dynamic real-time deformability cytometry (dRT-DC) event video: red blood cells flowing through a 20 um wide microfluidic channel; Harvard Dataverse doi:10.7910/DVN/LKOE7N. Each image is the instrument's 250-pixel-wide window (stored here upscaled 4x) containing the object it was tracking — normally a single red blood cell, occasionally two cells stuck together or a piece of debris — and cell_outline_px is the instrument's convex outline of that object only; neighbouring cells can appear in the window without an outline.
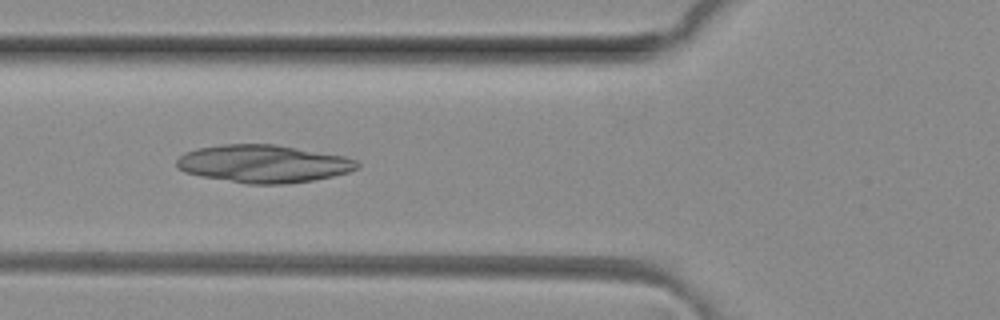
{"species": "common noctule bat (a hibernating species)", "species_latin": "Nyctalus noctula", "temperature_condition": "room temperature", "stored_images_in_passage": 5, "camera_frame_rate_fps": 3000, "um_per_image_px": 0.085, "animal": {"sex": "female", "body_mass_g": 29.2, "forearm_length_mm": 56.3}, "frame": {"image": 1, "passage_image": 5, "time_ms": 1.333, "image_size_px": [1000, 320], "cell_outline_px": [[360, 164], [356, 168], [348, 172], [332, 176], [312, 180], [288, 184], [248, 184], [200, 176], [184, 172], [176, 164], [176, 160], [184, 152], [196, 148], [224, 144], [276, 144], [344, 156], [356, 160]], "centroid_in_image_um": [22.37, 13.91], "position_along_channel_um": 103.4, "area_um2": 39.71}}